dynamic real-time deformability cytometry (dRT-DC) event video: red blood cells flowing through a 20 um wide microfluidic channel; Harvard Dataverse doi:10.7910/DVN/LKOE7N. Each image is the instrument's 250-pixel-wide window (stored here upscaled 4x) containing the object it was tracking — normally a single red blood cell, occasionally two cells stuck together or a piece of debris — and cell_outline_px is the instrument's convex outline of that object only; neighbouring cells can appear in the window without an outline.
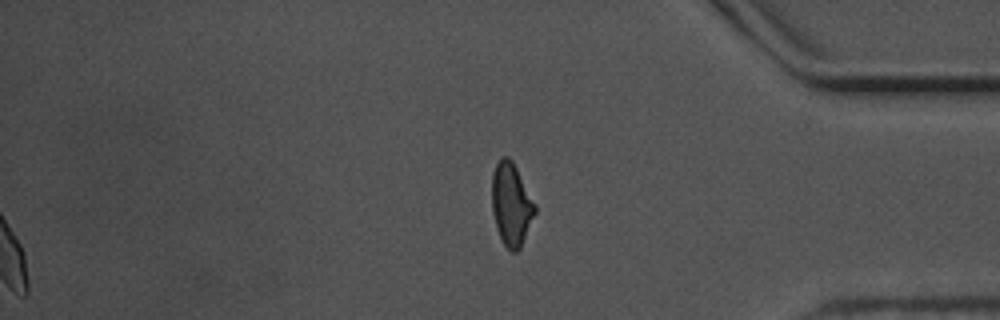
{"species": "common noctule bat (a hibernating species)", "species_latin": "Nyctalus noctula", "temperature_condition": "warm", "stored_images_in_passage": 54, "segment_of_instrument_passage": [2, 2], "camera_frame_rate_fps": 3000, "um_per_image_px": 0.085, "animal": {"sex": "male", "body_mass_g": 17.5, "forearm_length_mm": 52.3}, "frame": {"image": 1, "passage_image": 54, "time_ms": 17.667, "image_size_px": [1000, 320], "cell_outline_px": [[536, 212], [520, 248], [516, 252], [512, 252], [504, 244], [496, 228], [492, 212], [492, 172], [500, 156], [508, 156], [512, 160], [536, 204]], "centroid_in_image_um": [43.45, 17.34], "position_along_channel_um": 391.7, "area_um2": 20.81}}